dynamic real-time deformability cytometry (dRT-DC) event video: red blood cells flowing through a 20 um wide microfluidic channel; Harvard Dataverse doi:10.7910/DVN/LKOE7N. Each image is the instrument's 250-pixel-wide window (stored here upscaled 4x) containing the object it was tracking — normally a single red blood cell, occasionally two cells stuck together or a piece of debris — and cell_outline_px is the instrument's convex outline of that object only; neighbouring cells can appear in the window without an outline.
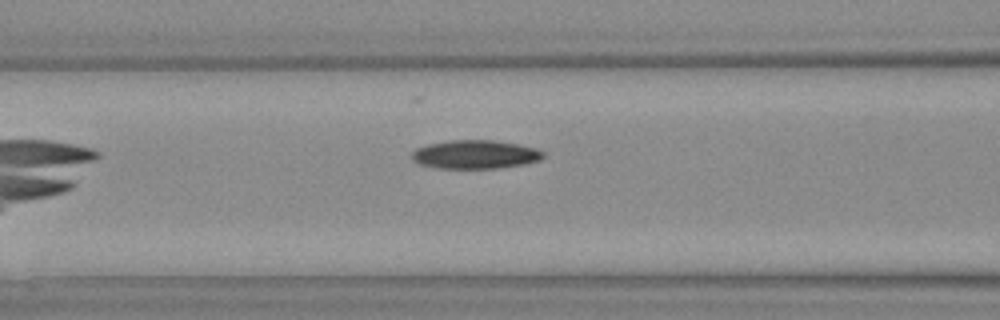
{"species": "Egyptian fruit bat (a non-hibernating species)", "species_latin": "Rousettus aegyptiacus", "temperature_condition": "warm", "stored_images_in_passage": 23, "camera_frame_rate_fps": 3000, "um_per_image_px": 0.085, "animal": {"sex": "female"}, "frame": {"image": 1, "passage_image": 4, "time_ms": 1.0, "image_size_px": [1000, 320], "cell_outline_px": [[544, 156], [540, 160], [524, 164], [496, 168], [436, 168], [420, 164], [412, 160], [412, 152], [416, 148], [428, 144], [448, 140], [492, 140], [516, 144], [536, 148], [544, 152]], "centroid_in_image_um": [40.37, 13.12], "position_along_channel_um": 126.2, "area_um2": 21.85}}
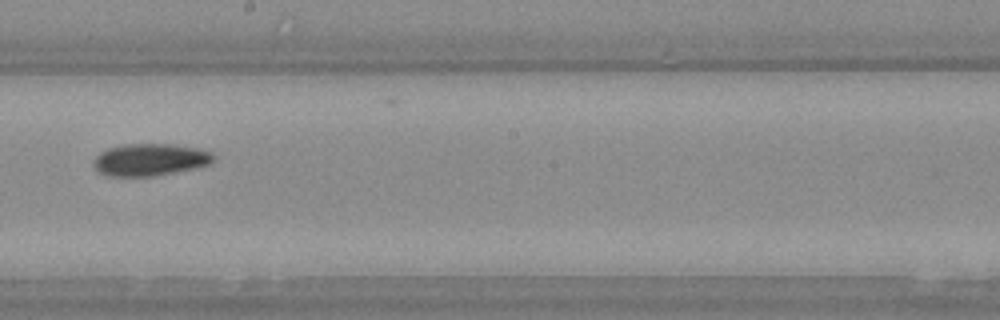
{"frame": {"image": 2, "passage_image": 10, "time_ms": 3.0, "image_size_px": [1000, 320], "cell_outline_px": [[216, 160], [208, 164], [192, 168], [156, 176], [108, 176], [100, 172], [96, 168], [96, 156], [100, 152], [108, 148], [124, 144], [172, 144], [200, 148], [212, 152]], "centroid_in_image_um": [12.8, 13.56], "position_along_channel_um": 235.4, "area_um2": 22.31}}